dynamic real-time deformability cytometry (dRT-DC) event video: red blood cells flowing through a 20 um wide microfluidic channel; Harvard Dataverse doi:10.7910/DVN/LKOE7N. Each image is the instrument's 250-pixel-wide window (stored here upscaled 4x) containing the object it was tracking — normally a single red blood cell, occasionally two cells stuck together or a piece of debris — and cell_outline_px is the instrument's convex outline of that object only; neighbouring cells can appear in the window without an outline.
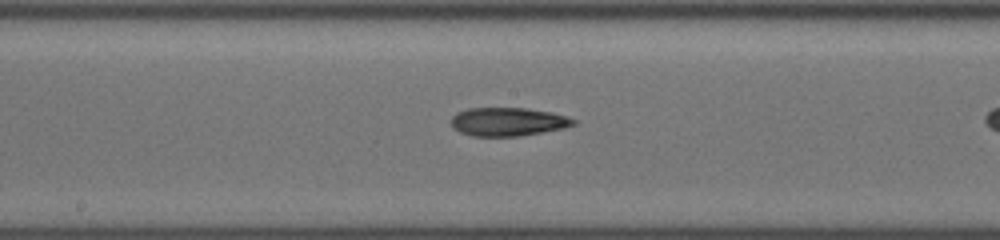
{"species": "common noctule bat (a hibernating species)", "species_latin": "Nyctalus noctula", "temperature_condition": "cold", "stored_images_in_passage": 30, "camera_frame_rate_fps": 3000, "um_per_image_px": 0.085, "animal": {"sex": "female", "body_mass_g": 19.5, "forearm_length_mm": 54.1}, "frame": {"image": 1, "passage_image": 22, "time_ms": 7.0, "image_size_px": [1000, 240], "cell_outline_px": [[576, 124], [564, 128], [520, 136], [472, 136], [460, 132], [452, 128], [452, 116], [456, 112], [468, 108], [524, 108], [552, 112], [576, 120]], "centroid_in_image_um": [43.15, 10.35], "position_along_channel_um": 205.0, "area_um2": 20.29}}